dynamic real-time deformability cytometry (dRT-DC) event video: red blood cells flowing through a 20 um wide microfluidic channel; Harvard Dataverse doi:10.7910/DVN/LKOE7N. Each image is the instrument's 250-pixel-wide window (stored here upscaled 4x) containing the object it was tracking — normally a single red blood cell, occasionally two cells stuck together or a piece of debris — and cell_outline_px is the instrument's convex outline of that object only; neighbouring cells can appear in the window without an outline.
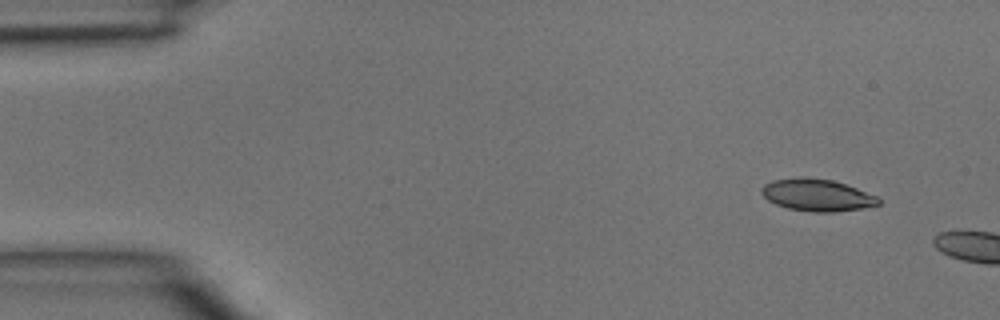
{"species": "common noctule bat (a hibernating species)", "species_latin": "Nyctalus noctula", "temperature_condition": "room temperature", "stored_images_in_passage": 2, "camera_frame_rate_fps": 3000, "um_per_image_px": 0.085, "animal": {"sex": "male", "body_mass_g": 15.6}, "frame": {"image": 1, "passage_image": 1, "time_ms": 0.0, "image_size_px": [1000, 320], "cell_outline_px": [[880, 204], [860, 208], [832, 212], [816, 212], [788, 208], [776, 204], [768, 200], [760, 192], [760, 188], [764, 184], [772, 180], [796, 176], [804, 176], [832, 180], [856, 188], [876, 196], [880, 200]], "centroid_in_image_um": [69.38, 16.56], "position_along_channel_um": 15.6, "area_um2": 21.79}}